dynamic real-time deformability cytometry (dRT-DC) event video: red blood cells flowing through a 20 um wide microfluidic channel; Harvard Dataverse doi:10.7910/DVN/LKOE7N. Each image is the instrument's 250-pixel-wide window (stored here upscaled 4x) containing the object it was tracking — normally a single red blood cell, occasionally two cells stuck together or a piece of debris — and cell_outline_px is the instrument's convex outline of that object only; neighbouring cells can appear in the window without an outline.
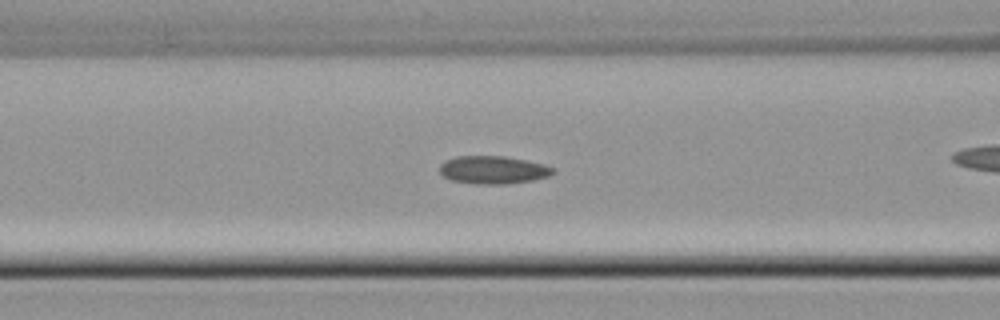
{"species": "common noctule bat (a hibernating species)", "species_latin": "Nyctalus noctula", "temperature_condition": "cold", "stored_images_in_passage": 34, "camera_frame_rate_fps": 3000, "um_per_image_px": 0.085, "animal": {"sex": "male", "body_mass_g": 21.5, "forearm_length_mm": 52.0}, "frame": {"image": 1, "passage_image": 15, "time_ms": 4.667, "image_size_px": [1000, 320], "cell_outline_px": [[556, 172], [548, 176], [532, 180], [504, 184], [476, 184], [452, 180], [444, 176], [440, 172], [440, 164], [444, 160], [456, 156], [504, 156], [544, 164], [552, 168]], "centroid_in_image_um": [41.89, 14.43], "position_along_channel_um": 124.7, "area_um2": 18.32}}